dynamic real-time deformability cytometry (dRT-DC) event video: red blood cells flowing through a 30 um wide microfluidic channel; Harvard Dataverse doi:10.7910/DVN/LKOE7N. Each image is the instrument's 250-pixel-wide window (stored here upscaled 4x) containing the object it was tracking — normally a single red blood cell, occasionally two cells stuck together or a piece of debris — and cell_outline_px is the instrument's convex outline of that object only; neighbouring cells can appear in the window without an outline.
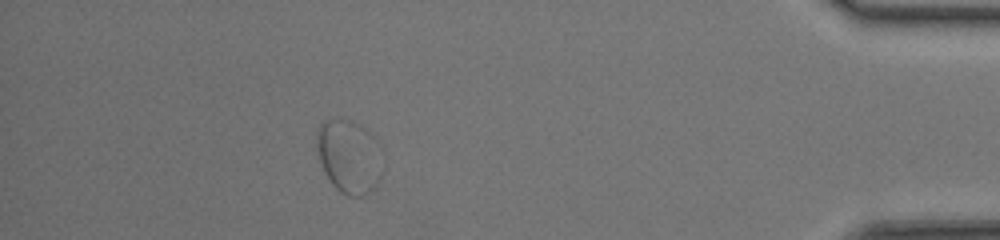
{"species": "common noctule bat (a hibernating species)", "species_latin": "Nyctalus noctula", "temperature_condition": "room temperature", "stored_images_in_passage": 48, "segment_of_instrument_passage": [2, 2], "camera_frame_rate_fps": 3000, "um_per_image_px": 0.085, "animal": {"sex": "female", "body_mass_g": 17.0, "forearm_length_mm": 48.0}, "frame": {"image": 1, "passage_image": 43, "time_ms": 14.0, "image_size_px": [1000, 240], "cell_outline_px": [[384, 168], [380, 180], [364, 196], [348, 196], [340, 192], [332, 184], [324, 172], [316, 148], [316, 128], [324, 120], [348, 120], [364, 128], [376, 140], [384, 152]], "centroid_in_image_um": [29.7, 13.32], "position_along_channel_um": 405.5, "area_um2": 28.67}}